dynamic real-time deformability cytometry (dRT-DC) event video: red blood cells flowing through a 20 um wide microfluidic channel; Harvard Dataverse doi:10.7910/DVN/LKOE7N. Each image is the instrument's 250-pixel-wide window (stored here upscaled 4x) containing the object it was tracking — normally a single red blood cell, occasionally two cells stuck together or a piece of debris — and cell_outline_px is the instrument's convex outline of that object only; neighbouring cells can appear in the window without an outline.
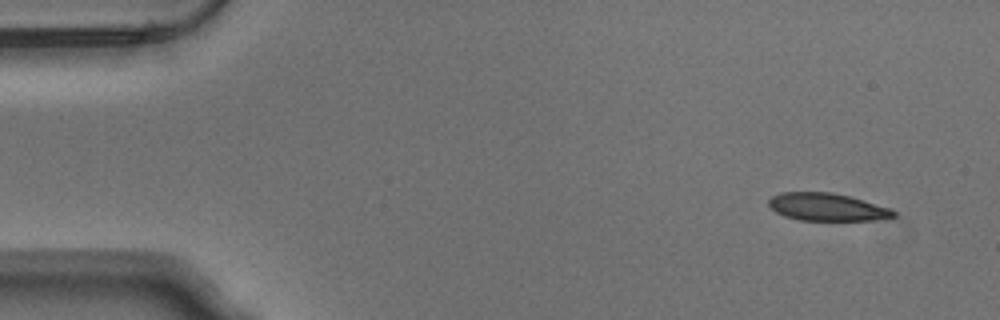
{"species": "Egyptian fruit bat (a non-hibernating species)", "species_latin": "Rousettus aegyptiacus", "temperature_condition": "warm", "stored_images_in_passage": 50, "camera_frame_rate_fps": 3000, "um_per_image_px": 0.085, "animal": {"sex": "male"}, "frame": {"image": 1, "passage_image": 1, "time_ms": 0.0, "image_size_px": [1000, 320], "cell_outline_px": [[896, 216], [868, 220], [800, 220], [784, 216], [776, 212], [768, 204], [768, 200], [772, 196], [780, 192], [832, 192], [864, 200], [892, 208], [896, 212]], "centroid_in_image_um": [70.29, 17.59], "position_along_channel_um": 14.7, "area_um2": 20.06}}
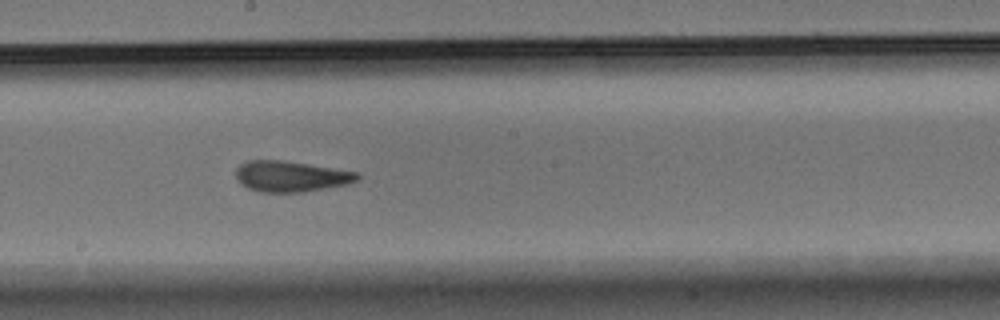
{"frame": {"image": 2, "passage_image": 26, "time_ms": 8.333, "image_size_px": [1000, 320], "cell_outline_px": [[360, 176], [356, 180], [348, 184], [304, 192], [260, 192], [248, 188], [240, 184], [236, 180], [236, 168], [240, 164], [248, 160], [280, 160], [308, 164], [356, 172]], "centroid_in_image_um": [24.67, 14.99], "position_along_channel_um": 223.5, "area_um2": 21.73}}
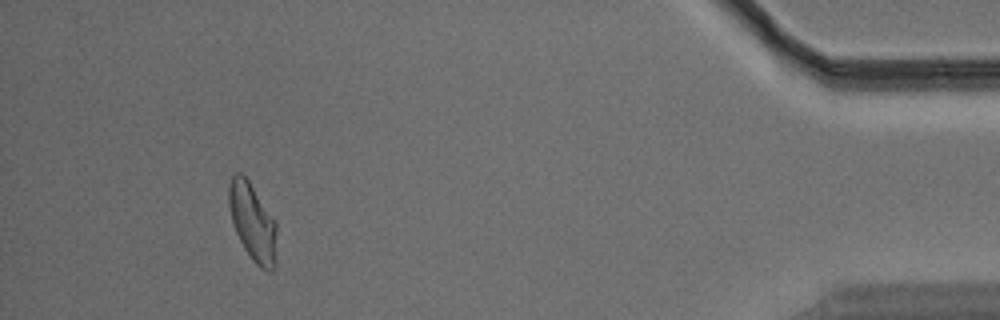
{"frame": {"image": 3, "passage_image": 46, "time_ms": 15.0, "image_size_px": [1000, 320], "cell_outline_px": [[276, 264], [272, 272], [268, 272], [260, 268], [252, 260], [244, 248], [232, 224], [228, 204], [228, 184], [232, 172], [240, 172], [248, 180], [276, 220]], "centroid_in_image_um": [21.47, 18.88], "position_along_channel_um": 413.7, "area_um2": 22.08}, "authors_computed_cell_mechanics": {"area_um2": 21.675, "velocity_mm_per_s": 3.8015, "shape_relaxation_time_tau1_ms": 9.4662, "shape_relaxation_time_tau2_ms": 1.6097, "deformation_change_tau1": 0.2393, "deformation_change_tau2": 0.066}}